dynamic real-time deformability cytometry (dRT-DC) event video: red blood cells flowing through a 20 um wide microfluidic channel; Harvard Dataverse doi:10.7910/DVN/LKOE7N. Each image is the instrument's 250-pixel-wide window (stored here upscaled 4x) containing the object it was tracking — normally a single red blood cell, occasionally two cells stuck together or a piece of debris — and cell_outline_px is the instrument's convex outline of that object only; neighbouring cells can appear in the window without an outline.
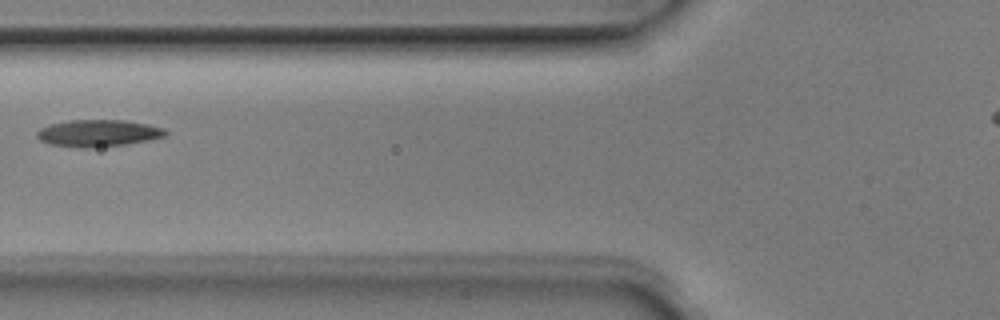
{"species": "Egyptian fruit bat (a non-hibernating species)", "species_latin": "Rousettus aegyptiacus", "temperature_condition": "room temperature", "stored_images_in_passage": 4, "camera_frame_rate_fps": 3000, "um_per_image_px": 0.085, "animal": {"sex": "male"}, "frame": {"image": 1, "passage_image": 2, "time_ms": 0.333, "image_size_px": [1000, 320], "cell_outline_px": [[168, 132], [164, 136], [148, 140], [128, 144], [92, 148], [80, 148], [48, 144], [40, 140], [36, 136], [36, 132], [40, 128], [52, 124], [68, 120], [124, 120], [148, 124], [164, 128]], "centroid_in_image_um": [8.33, 11.32], "position_along_channel_um": 117.5, "area_um2": 20.29}}
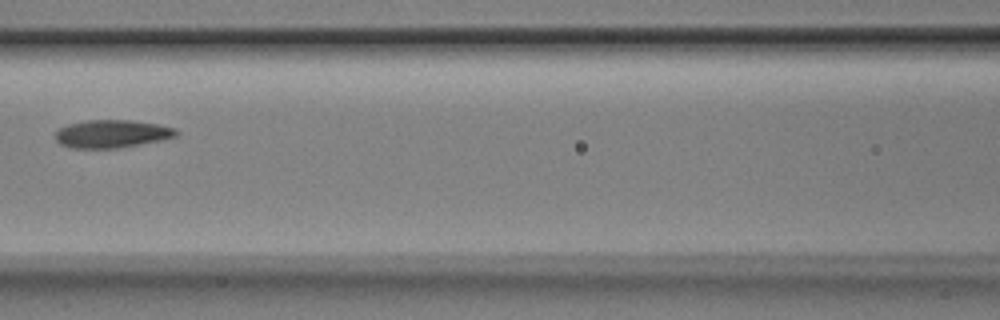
{"frame": {"image": 2, "passage_image": 3, "time_ms": 0.667, "image_size_px": [1000, 320], "cell_outline_px": [[180, 132], [176, 136], [160, 140], [120, 148], [72, 148], [60, 144], [56, 140], [56, 132], [60, 128], [68, 124], [84, 120], [132, 120], [156, 124], [176, 128]], "centroid_in_image_um": [9.51, 11.37], "position_along_channel_um": 157.1, "area_um2": 19.65}}
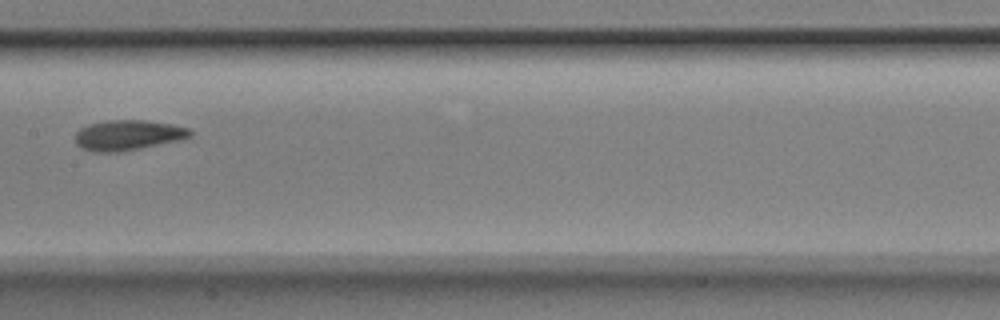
{"frame": {"image": 3, "passage_image": 4, "time_ms": 1.0, "image_size_px": [1000, 320], "cell_outline_px": [[192, 136], [184, 140], [120, 152], [92, 152], [80, 148], [76, 144], [76, 132], [80, 128], [88, 124], [112, 120], [144, 120], [172, 124], [188, 128], [192, 132]], "centroid_in_image_um": [10.9, 11.5], "position_along_channel_um": 196.5, "area_um2": 20.52}}